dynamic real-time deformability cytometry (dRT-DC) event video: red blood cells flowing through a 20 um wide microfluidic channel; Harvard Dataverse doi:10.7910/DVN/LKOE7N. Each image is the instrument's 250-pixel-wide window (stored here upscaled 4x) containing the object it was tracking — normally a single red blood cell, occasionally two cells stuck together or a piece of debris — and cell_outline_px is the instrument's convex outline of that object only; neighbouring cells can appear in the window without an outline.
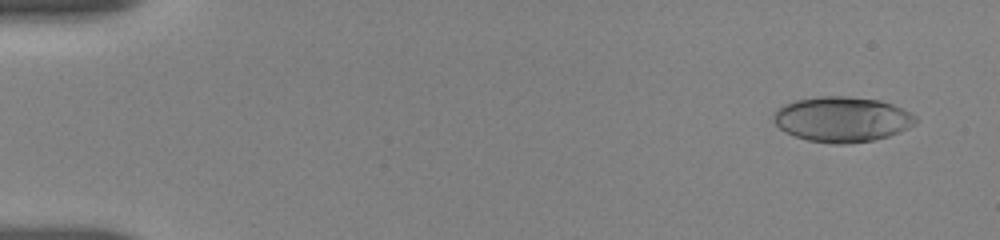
{"species": "human", "species_latin": "Homo sapiens", "temperature_condition": "room temperature", "stored_images_in_passage": 54, "camera_frame_rate_fps": 3000, "um_per_image_px": 0.085, "donor": {"sex": "female"}, "frame": {"image": 1, "passage_image": 3, "time_ms": 0.667, "image_size_px": [1000, 240], "cell_outline_px": [[920, 120], [916, 124], [900, 132], [888, 136], [872, 140], [844, 144], [836, 144], [808, 140], [784, 132], [772, 120], [772, 116], [784, 104], [796, 100], [816, 96], [848, 96], [880, 100], [892, 104], [912, 112]], "centroid_in_image_um": [71.62, 10.13], "position_along_channel_um": 13.4, "area_um2": 37.63}}
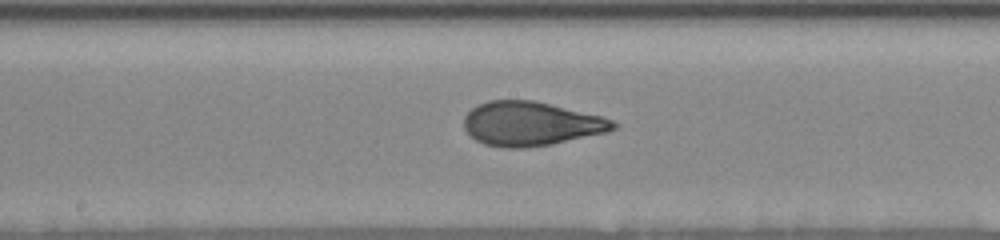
{"frame": {"image": 2, "passage_image": 29, "time_ms": 9.333, "image_size_px": [1000, 240], "cell_outline_px": [[616, 128], [608, 132], [552, 144], [524, 148], [504, 148], [484, 144], [476, 140], [464, 128], [464, 116], [476, 104], [488, 100], [536, 100], [604, 116], [612, 120], [616, 124]], "centroid_in_image_um": [45.14, 10.5], "position_along_channel_um": 203.1, "area_um2": 38.73}}
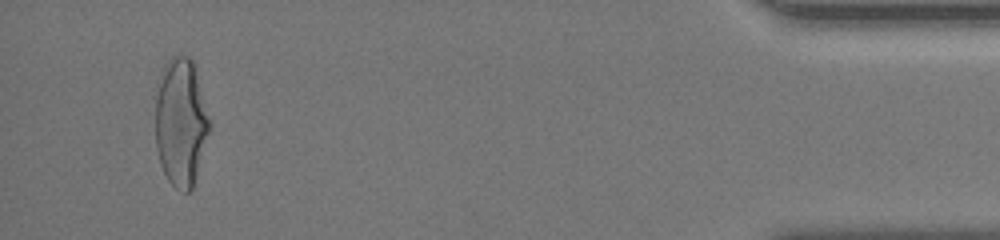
{"frame": {"image": 3, "passage_image": 52, "time_ms": 17.0, "image_size_px": [1000, 240], "cell_outline_px": [[212, 124], [192, 188], [188, 192], [184, 192], [176, 188], [168, 180], [160, 164], [156, 148], [156, 84], [160, 72], [164, 64], [172, 56], [188, 56], [196, 64]], "centroid_in_image_um": [15.39, 10.31], "position_along_channel_um": 419.8, "area_um2": 41.15}, "authors_computed_cell_mechanics": {"area_um2": 37.859, "velocity_mm_per_s": 3.6873, "shape_relaxation_time_tau1_ms": 4.5927, "shape_relaxation_time_tau2_ms": 0.854, "deformation_change_tau1": 0.1967, "deformation_change_tau2": 0.0788}}